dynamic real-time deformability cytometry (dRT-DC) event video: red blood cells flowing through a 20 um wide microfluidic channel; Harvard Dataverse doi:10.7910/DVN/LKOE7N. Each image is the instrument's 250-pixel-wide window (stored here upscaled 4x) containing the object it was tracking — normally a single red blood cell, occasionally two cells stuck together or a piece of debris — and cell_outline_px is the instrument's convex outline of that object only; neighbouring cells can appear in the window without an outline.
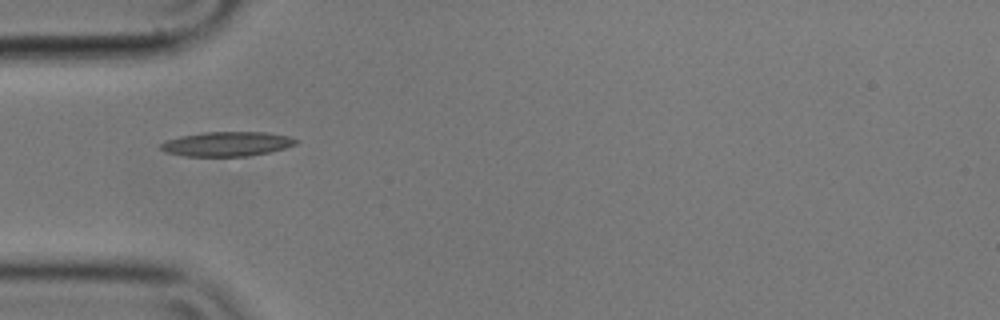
{"species": "common noctule bat (a hibernating species)", "species_latin": "Nyctalus noctula", "temperature_condition": "cold", "stored_images_in_passage": 14, "camera_frame_rate_fps": 3000, "um_per_image_px": 0.085, "animal": {"sex": "male", "body_mass_g": 17.9}, "frame": {"image": 1, "passage_image": 1, "time_ms": 0.0, "image_size_px": [1000, 320], "cell_outline_px": [[300, 140], [296, 144], [284, 148], [268, 152], [248, 156], [184, 156], [164, 152], [160, 148], [160, 144], [164, 140], [180, 136], [204, 132], [268, 132], [288, 136]], "centroid_in_image_um": [19.26, 12.23], "position_along_channel_um": 65.7, "area_um2": 19.42}}
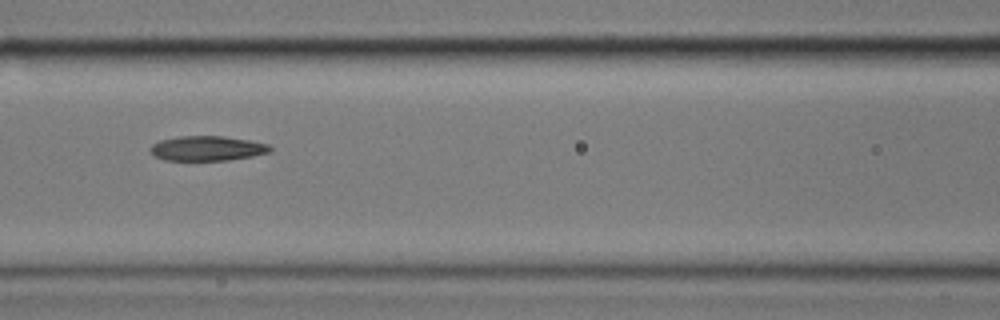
{"frame": {"image": 2, "passage_image": 8, "time_ms": 2.333, "image_size_px": [1000, 320], "cell_outline_px": [[272, 148], [268, 152], [252, 156], [228, 160], [164, 160], [156, 156], [152, 152], [152, 144], [160, 140], [180, 136], [224, 136], [248, 140], [268, 144]], "centroid_in_image_um": [17.62, 12.6], "position_along_channel_um": 149.0, "area_um2": 17.05}}
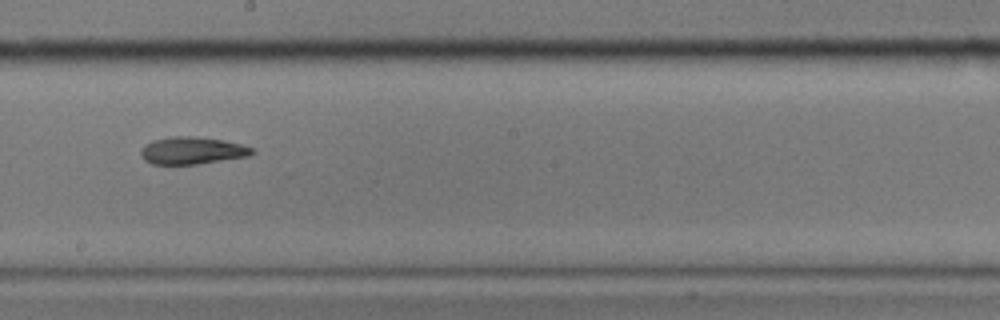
{"frame": {"image": 3, "passage_image": 14, "time_ms": 4.333, "image_size_px": [1000, 320], "cell_outline_px": [[256, 152], [248, 156], [196, 164], [152, 164], [144, 160], [140, 156], [140, 152], [152, 140], [172, 136], [192, 136], [224, 140], [240, 144], [252, 148]], "centroid_in_image_um": [16.33, 12.8], "position_along_channel_um": 231.9, "area_um2": 17.51}}